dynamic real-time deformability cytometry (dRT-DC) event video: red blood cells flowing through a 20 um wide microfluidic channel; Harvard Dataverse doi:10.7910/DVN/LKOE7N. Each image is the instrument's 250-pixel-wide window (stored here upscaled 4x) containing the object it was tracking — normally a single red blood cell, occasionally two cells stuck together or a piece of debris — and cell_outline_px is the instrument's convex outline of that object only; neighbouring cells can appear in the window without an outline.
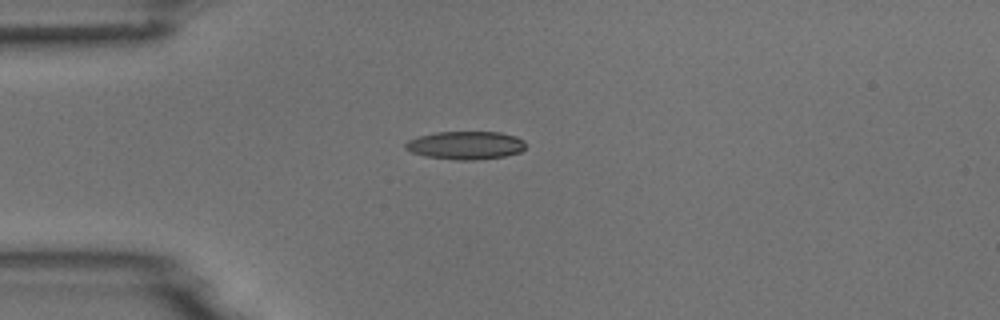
{"species": "common noctule bat (a hibernating species)", "species_latin": "Nyctalus noctula", "temperature_condition": "room temperature", "stored_images_in_passage": 1, "camera_frame_rate_fps": 3000, "um_per_image_px": 0.085, "animal": {"sex": "male", "body_mass_g": 18.8}, "frame": {"image": 1, "passage_image": 1, "time_ms": 0.0, "image_size_px": [1000, 320], "cell_outline_px": [[524, 148], [520, 152], [504, 156], [476, 160], [452, 160], [424, 156], [412, 152], [404, 148], [404, 144], [408, 140], [420, 136], [436, 132], [500, 132], [516, 136], [524, 140]], "centroid_in_image_um": [39.56, 12.35], "position_along_channel_um": 45.4, "area_um2": 19.77}}